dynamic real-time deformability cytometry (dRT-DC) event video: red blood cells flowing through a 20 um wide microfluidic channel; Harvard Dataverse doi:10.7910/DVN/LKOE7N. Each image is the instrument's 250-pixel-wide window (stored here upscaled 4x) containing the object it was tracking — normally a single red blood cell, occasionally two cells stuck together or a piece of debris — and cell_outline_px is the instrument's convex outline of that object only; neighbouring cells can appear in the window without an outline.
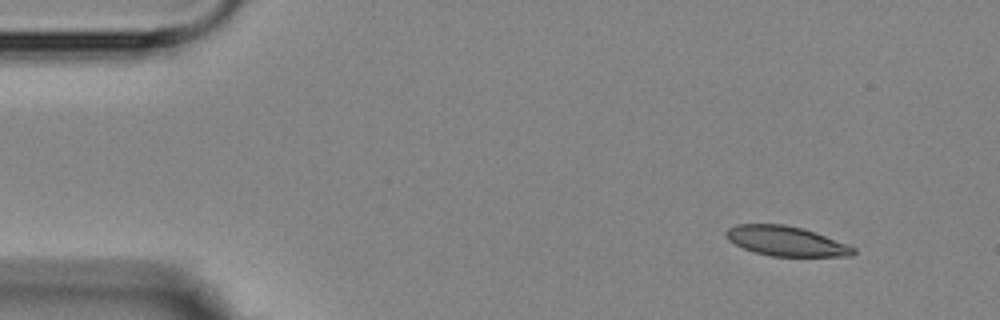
{"species": "Egyptian fruit bat (a non-hibernating species)", "species_latin": "Rousettus aegyptiacus", "temperature_condition": "room temperature", "stored_images_in_passage": 4, "camera_frame_rate_fps": 3000, "um_per_image_px": 0.085, "animal": {"sex": "female"}, "frame": {"image": 1, "passage_image": 1, "time_ms": 0.0, "image_size_px": [1000, 320], "cell_outline_px": [[856, 252], [852, 256], [772, 256], [756, 252], [744, 248], [728, 240], [724, 236], [724, 232], [728, 228], [736, 224], [784, 224], [804, 228], [856, 248]], "centroid_in_image_um": [66.79, 20.48], "position_along_channel_um": 18.2, "area_um2": 21.96}}
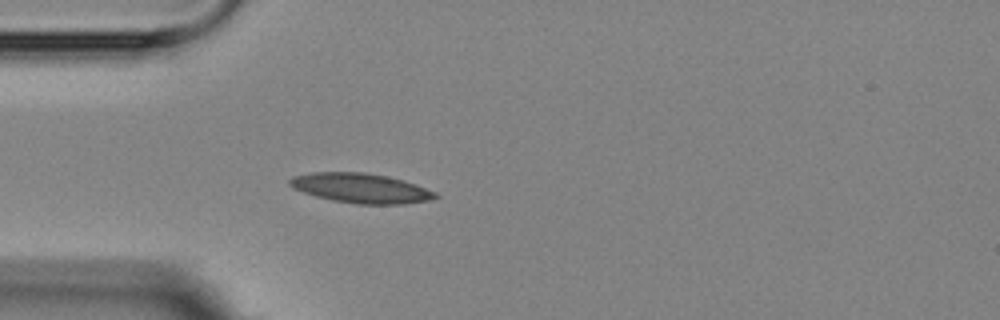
{"frame": {"image": 2, "passage_image": 4, "time_ms": 3.333, "image_size_px": [1000, 320], "cell_outline_px": [[440, 196], [428, 200], [404, 204], [356, 204], [332, 200], [316, 196], [292, 188], [288, 184], [288, 180], [292, 176], [312, 172], [364, 172], [384, 176], [400, 180], [436, 192]], "centroid_in_image_um": [30.6, 15.99], "position_along_channel_um": 54.4, "area_um2": 24.91}}